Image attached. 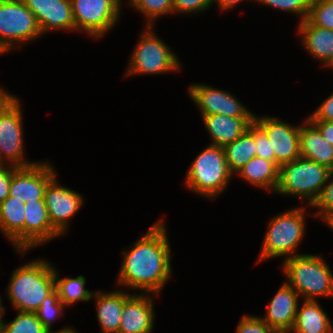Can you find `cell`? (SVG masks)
I'll return each instance as SVG.
<instances>
[{
    "label": "cell",
    "instance_id": "9a60e30c",
    "mask_svg": "<svg viewBox=\"0 0 333 333\" xmlns=\"http://www.w3.org/2000/svg\"><path fill=\"white\" fill-rule=\"evenodd\" d=\"M34 14L43 35L57 30L75 32L70 0H22Z\"/></svg>",
    "mask_w": 333,
    "mask_h": 333
},
{
    "label": "cell",
    "instance_id": "e575fe53",
    "mask_svg": "<svg viewBox=\"0 0 333 333\" xmlns=\"http://www.w3.org/2000/svg\"><path fill=\"white\" fill-rule=\"evenodd\" d=\"M272 329L260 316L243 315L235 333H272Z\"/></svg>",
    "mask_w": 333,
    "mask_h": 333
},
{
    "label": "cell",
    "instance_id": "60d3db41",
    "mask_svg": "<svg viewBox=\"0 0 333 333\" xmlns=\"http://www.w3.org/2000/svg\"><path fill=\"white\" fill-rule=\"evenodd\" d=\"M254 1V0H250ZM240 2H244V0H213V4L218 5V9L221 11H228L229 9L236 7V4H240Z\"/></svg>",
    "mask_w": 333,
    "mask_h": 333
},
{
    "label": "cell",
    "instance_id": "8992f818",
    "mask_svg": "<svg viewBox=\"0 0 333 333\" xmlns=\"http://www.w3.org/2000/svg\"><path fill=\"white\" fill-rule=\"evenodd\" d=\"M330 172L331 169L317 162L297 158L279 167L274 193L300 197L299 200H304L311 207L320 196Z\"/></svg>",
    "mask_w": 333,
    "mask_h": 333
},
{
    "label": "cell",
    "instance_id": "7a4b0ae2",
    "mask_svg": "<svg viewBox=\"0 0 333 333\" xmlns=\"http://www.w3.org/2000/svg\"><path fill=\"white\" fill-rule=\"evenodd\" d=\"M6 287L16 311L35 312L55 290L54 267L50 261L33 259L15 269Z\"/></svg>",
    "mask_w": 333,
    "mask_h": 333
},
{
    "label": "cell",
    "instance_id": "d4e9b609",
    "mask_svg": "<svg viewBox=\"0 0 333 333\" xmlns=\"http://www.w3.org/2000/svg\"><path fill=\"white\" fill-rule=\"evenodd\" d=\"M236 175L254 187L274 193L278 184L279 167L273 161L255 156Z\"/></svg>",
    "mask_w": 333,
    "mask_h": 333
},
{
    "label": "cell",
    "instance_id": "4dcf8cb0",
    "mask_svg": "<svg viewBox=\"0 0 333 333\" xmlns=\"http://www.w3.org/2000/svg\"><path fill=\"white\" fill-rule=\"evenodd\" d=\"M311 208L318 209L311 216L326 222L327 226L333 222V170H331L320 196Z\"/></svg>",
    "mask_w": 333,
    "mask_h": 333
},
{
    "label": "cell",
    "instance_id": "ac0fdd59",
    "mask_svg": "<svg viewBox=\"0 0 333 333\" xmlns=\"http://www.w3.org/2000/svg\"><path fill=\"white\" fill-rule=\"evenodd\" d=\"M275 293L261 318L274 330H291L299 305V294L286 282Z\"/></svg>",
    "mask_w": 333,
    "mask_h": 333
},
{
    "label": "cell",
    "instance_id": "7bdbcfd3",
    "mask_svg": "<svg viewBox=\"0 0 333 333\" xmlns=\"http://www.w3.org/2000/svg\"><path fill=\"white\" fill-rule=\"evenodd\" d=\"M2 295H0V318L2 316L3 313V309L6 310V308L2 305Z\"/></svg>",
    "mask_w": 333,
    "mask_h": 333
},
{
    "label": "cell",
    "instance_id": "8fae6325",
    "mask_svg": "<svg viewBox=\"0 0 333 333\" xmlns=\"http://www.w3.org/2000/svg\"><path fill=\"white\" fill-rule=\"evenodd\" d=\"M188 95L196 104L201 118L206 115H225L229 117H254V113L229 91L217 89L208 84H190Z\"/></svg>",
    "mask_w": 333,
    "mask_h": 333
},
{
    "label": "cell",
    "instance_id": "7402d4cb",
    "mask_svg": "<svg viewBox=\"0 0 333 333\" xmlns=\"http://www.w3.org/2000/svg\"><path fill=\"white\" fill-rule=\"evenodd\" d=\"M300 157L317 162L333 170V146L320 131L306 118L300 126Z\"/></svg>",
    "mask_w": 333,
    "mask_h": 333
},
{
    "label": "cell",
    "instance_id": "4316f807",
    "mask_svg": "<svg viewBox=\"0 0 333 333\" xmlns=\"http://www.w3.org/2000/svg\"><path fill=\"white\" fill-rule=\"evenodd\" d=\"M56 267L54 268L55 289L58 292L59 299L65 307H72L73 304L81 301L88 302L91 300L94 292L85 288L86 279L79 275L75 278H59Z\"/></svg>",
    "mask_w": 333,
    "mask_h": 333
},
{
    "label": "cell",
    "instance_id": "9c48e42d",
    "mask_svg": "<svg viewBox=\"0 0 333 333\" xmlns=\"http://www.w3.org/2000/svg\"><path fill=\"white\" fill-rule=\"evenodd\" d=\"M75 32H84L98 40L120 20L122 0H70Z\"/></svg>",
    "mask_w": 333,
    "mask_h": 333
},
{
    "label": "cell",
    "instance_id": "277c9868",
    "mask_svg": "<svg viewBox=\"0 0 333 333\" xmlns=\"http://www.w3.org/2000/svg\"><path fill=\"white\" fill-rule=\"evenodd\" d=\"M306 208L297 206L281 212L270 219L265 232L261 252L257 262L266 261L270 258H287L300 255L297 251L299 244L306 234Z\"/></svg>",
    "mask_w": 333,
    "mask_h": 333
},
{
    "label": "cell",
    "instance_id": "7dc6e473",
    "mask_svg": "<svg viewBox=\"0 0 333 333\" xmlns=\"http://www.w3.org/2000/svg\"><path fill=\"white\" fill-rule=\"evenodd\" d=\"M329 229H331L333 231V222L329 225Z\"/></svg>",
    "mask_w": 333,
    "mask_h": 333
},
{
    "label": "cell",
    "instance_id": "44dd1931",
    "mask_svg": "<svg viewBox=\"0 0 333 333\" xmlns=\"http://www.w3.org/2000/svg\"><path fill=\"white\" fill-rule=\"evenodd\" d=\"M296 30L307 53L326 67L333 59V30L315 26L308 19L299 23Z\"/></svg>",
    "mask_w": 333,
    "mask_h": 333
},
{
    "label": "cell",
    "instance_id": "603a6c76",
    "mask_svg": "<svg viewBox=\"0 0 333 333\" xmlns=\"http://www.w3.org/2000/svg\"><path fill=\"white\" fill-rule=\"evenodd\" d=\"M25 202L8 196L0 203V231L16 251H24Z\"/></svg>",
    "mask_w": 333,
    "mask_h": 333
},
{
    "label": "cell",
    "instance_id": "2e32d148",
    "mask_svg": "<svg viewBox=\"0 0 333 333\" xmlns=\"http://www.w3.org/2000/svg\"><path fill=\"white\" fill-rule=\"evenodd\" d=\"M24 215V251H17L21 256L61 236L49 220L44 199L25 203Z\"/></svg>",
    "mask_w": 333,
    "mask_h": 333
},
{
    "label": "cell",
    "instance_id": "f6af8a7d",
    "mask_svg": "<svg viewBox=\"0 0 333 333\" xmlns=\"http://www.w3.org/2000/svg\"><path fill=\"white\" fill-rule=\"evenodd\" d=\"M6 165H8V164L3 160V157H2V155L0 153V167L1 166H6Z\"/></svg>",
    "mask_w": 333,
    "mask_h": 333
},
{
    "label": "cell",
    "instance_id": "b9f144b4",
    "mask_svg": "<svg viewBox=\"0 0 333 333\" xmlns=\"http://www.w3.org/2000/svg\"><path fill=\"white\" fill-rule=\"evenodd\" d=\"M57 333H78L73 327L67 326L63 327L57 331Z\"/></svg>",
    "mask_w": 333,
    "mask_h": 333
},
{
    "label": "cell",
    "instance_id": "52a82bcc",
    "mask_svg": "<svg viewBox=\"0 0 333 333\" xmlns=\"http://www.w3.org/2000/svg\"><path fill=\"white\" fill-rule=\"evenodd\" d=\"M155 26H145L140 32L136 47L131 52L125 76L160 75L181 71V62L168 44L154 30Z\"/></svg>",
    "mask_w": 333,
    "mask_h": 333
},
{
    "label": "cell",
    "instance_id": "8d00e7d4",
    "mask_svg": "<svg viewBox=\"0 0 333 333\" xmlns=\"http://www.w3.org/2000/svg\"><path fill=\"white\" fill-rule=\"evenodd\" d=\"M309 121H333V92L319 105L312 114L307 116Z\"/></svg>",
    "mask_w": 333,
    "mask_h": 333
},
{
    "label": "cell",
    "instance_id": "d6a6232c",
    "mask_svg": "<svg viewBox=\"0 0 333 333\" xmlns=\"http://www.w3.org/2000/svg\"><path fill=\"white\" fill-rule=\"evenodd\" d=\"M255 2L299 16V23L307 19L311 0H254Z\"/></svg>",
    "mask_w": 333,
    "mask_h": 333
},
{
    "label": "cell",
    "instance_id": "1f68e13d",
    "mask_svg": "<svg viewBox=\"0 0 333 333\" xmlns=\"http://www.w3.org/2000/svg\"><path fill=\"white\" fill-rule=\"evenodd\" d=\"M307 19L315 26L333 30V0H311Z\"/></svg>",
    "mask_w": 333,
    "mask_h": 333
},
{
    "label": "cell",
    "instance_id": "5b68a950",
    "mask_svg": "<svg viewBox=\"0 0 333 333\" xmlns=\"http://www.w3.org/2000/svg\"><path fill=\"white\" fill-rule=\"evenodd\" d=\"M197 155L186 172L184 185L193 193L214 199L228 188L234 176L228 168L224 149L209 144Z\"/></svg>",
    "mask_w": 333,
    "mask_h": 333
},
{
    "label": "cell",
    "instance_id": "d6986e66",
    "mask_svg": "<svg viewBox=\"0 0 333 333\" xmlns=\"http://www.w3.org/2000/svg\"><path fill=\"white\" fill-rule=\"evenodd\" d=\"M131 295L121 288L108 292H94L97 321L102 333H118L125 300Z\"/></svg>",
    "mask_w": 333,
    "mask_h": 333
},
{
    "label": "cell",
    "instance_id": "3957f363",
    "mask_svg": "<svg viewBox=\"0 0 333 333\" xmlns=\"http://www.w3.org/2000/svg\"><path fill=\"white\" fill-rule=\"evenodd\" d=\"M281 269L301 300L333 298V271L322 255L300 253L283 260Z\"/></svg>",
    "mask_w": 333,
    "mask_h": 333
},
{
    "label": "cell",
    "instance_id": "4fadbf2b",
    "mask_svg": "<svg viewBox=\"0 0 333 333\" xmlns=\"http://www.w3.org/2000/svg\"><path fill=\"white\" fill-rule=\"evenodd\" d=\"M49 161H39L28 167L13 166L9 196L25 203L44 199L48 183L57 175Z\"/></svg>",
    "mask_w": 333,
    "mask_h": 333
},
{
    "label": "cell",
    "instance_id": "e0dca14e",
    "mask_svg": "<svg viewBox=\"0 0 333 333\" xmlns=\"http://www.w3.org/2000/svg\"><path fill=\"white\" fill-rule=\"evenodd\" d=\"M153 295L131 293L124 302L118 333H153L156 313Z\"/></svg>",
    "mask_w": 333,
    "mask_h": 333
},
{
    "label": "cell",
    "instance_id": "ba28073f",
    "mask_svg": "<svg viewBox=\"0 0 333 333\" xmlns=\"http://www.w3.org/2000/svg\"><path fill=\"white\" fill-rule=\"evenodd\" d=\"M42 35L34 14L22 0L0 1L1 55L20 49L22 43L24 45Z\"/></svg>",
    "mask_w": 333,
    "mask_h": 333
},
{
    "label": "cell",
    "instance_id": "83f0119b",
    "mask_svg": "<svg viewBox=\"0 0 333 333\" xmlns=\"http://www.w3.org/2000/svg\"><path fill=\"white\" fill-rule=\"evenodd\" d=\"M4 314L3 309L0 318V333H50L37 318L35 312L17 311L16 317L10 322L3 320Z\"/></svg>",
    "mask_w": 333,
    "mask_h": 333
},
{
    "label": "cell",
    "instance_id": "ffe728a7",
    "mask_svg": "<svg viewBox=\"0 0 333 333\" xmlns=\"http://www.w3.org/2000/svg\"><path fill=\"white\" fill-rule=\"evenodd\" d=\"M205 130L211 137V145L224 147L243 135L254 122V117H229L206 115L202 117Z\"/></svg>",
    "mask_w": 333,
    "mask_h": 333
},
{
    "label": "cell",
    "instance_id": "484cf974",
    "mask_svg": "<svg viewBox=\"0 0 333 333\" xmlns=\"http://www.w3.org/2000/svg\"><path fill=\"white\" fill-rule=\"evenodd\" d=\"M230 172L235 175L249 160L256 156L255 122L248 130L223 147Z\"/></svg>",
    "mask_w": 333,
    "mask_h": 333
},
{
    "label": "cell",
    "instance_id": "74e56055",
    "mask_svg": "<svg viewBox=\"0 0 333 333\" xmlns=\"http://www.w3.org/2000/svg\"><path fill=\"white\" fill-rule=\"evenodd\" d=\"M13 175V166L0 167V203L9 196V186Z\"/></svg>",
    "mask_w": 333,
    "mask_h": 333
},
{
    "label": "cell",
    "instance_id": "cb8c5ba5",
    "mask_svg": "<svg viewBox=\"0 0 333 333\" xmlns=\"http://www.w3.org/2000/svg\"><path fill=\"white\" fill-rule=\"evenodd\" d=\"M298 305L292 333H333L328 314L318 301L302 300ZM300 306V308H299Z\"/></svg>",
    "mask_w": 333,
    "mask_h": 333
},
{
    "label": "cell",
    "instance_id": "ee69618b",
    "mask_svg": "<svg viewBox=\"0 0 333 333\" xmlns=\"http://www.w3.org/2000/svg\"><path fill=\"white\" fill-rule=\"evenodd\" d=\"M272 333H291V330H274Z\"/></svg>",
    "mask_w": 333,
    "mask_h": 333
},
{
    "label": "cell",
    "instance_id": "6da1fadb",
    "mask_svg": "<svg viewBox=\"0 0 333 333\" xmlns=\"http://www.w3.org/2000/svg\"><path fill=\"white\" fill-rule=\"evenodd\" d=\"M163 219L155 222L130 249L122 252L117 286L160 296L172 277V251Z\"/></svg>",
    "mask_w": 333,
    "mask_h": 333
},
{
    "label": "cell",
    "instance_id": "30bf717a",
    "mask_svg": "<svg viewBox=\"0 0 333 333\" xmlns=\"http://www.w3.org/2000/svg\"><path fill=\"white\" fill-rule=\"evenodd\" d=\"M19 97L0 114V153L3 160L15 167H28L36 162L26 160L24 149L23 111Z\"/></svg>",
    "mask_w": 333,
    "mask_h": 333
},
{
    "label": "cell",
    "instance_id": "d590c367",
    "mask_svg": "<svg viewBox=\"0 0 333 333\" xmlns=\"http://www.w3.org/2000/svg\"><path fill=\"white\" fill-rule=\"evenodd\" d=\"M256 156L273 161L276 164V155L270 145L267 134L255 123Z\"/></svg>",
    "mask_w": 333,
    "mask_h": 333
},
{
    "label": "cell",
    "instance_id": "ab89813d",
    "mask_svg": "<svg viewBox=\"0 0 333 333\" xmlns=\"http://www.w3.org/2000/svg\"><path fill=\"white\" fill-rule=\"evenodd\" d=\"M17 99V96L12 95L2 87H0V114L9 106L11 105L15 100Z\"/></svg>",
    "mask_w": 333,
    "mask_h": 333
},
{
    "label": "cell",
    "instance_id": "bcb514c9",
    "mask_svg": "<svg viewBox=\"0 0 333 333\" xmlns=\"http://www.w3.org/2000/svg\"><path fill=\"white\" fill-rule=\"evenodd\" d=\"M327 67L333 69V59L329 62V64L326 66V68Z\"/></svg>",
    "mask_w": 333,
    "mask_h": 333
},
{
    "label": "cell",
    "instance_id": "5bb4252c",
    "mask_svg": "<svg viewBox=\"0 0 333 333\" xmlns=\"http://www.w3.org/2000/svg\"><path fill=\"white\" fill-rule=\"evenodd\" d=\"M44 201L53 228L62 236L69 230V222L84 205L82 194L71 188L61 186L57 175L48 183Z\"/></svg>",
    "mask_w": 333,
    "mask_h": 333
},
{
    "label": "cell",
    "instance_id": "f1b7e54d",
    "mask_svg": "<svg viewBox=\"0 0 333 333\" xmlns=\"http://www.w3.org/2000/svg\"><path fill=\"white\" fill-rule=\"evenodd\" d=\"M128 4L145 16V26H155L156 19L173 13V0H131Z\"/></svg>",
    "mask_w": 333,
    "mask_h": 333
},
{
    "label": "cell",
    "instance_id": "f35d334b",
    "mask_svg": "<svg viewBox=\"0 0 333 333\" xmlns=\"http://www.w3.org/2000/svg\"><path fill=\"white\" fill-rule=\"evenodd\" d=\"M321 133L322 137L333 146V121H310Z\"/></svg>",
    "mask_w": 333,
    "mask_h": 333
},
{
    "label": "cell",
    "instance_id": "7c38bea8",
    "mask_svg": "<svg viewBox=\"0 0 333 333\" xmlns=\"http://www.w3.org/2000/svg\"><path fill=\"white\" fill-rule=\"evenodd\" d=\"M254 122L267 134L278 167L300 158L299 125H292L268 115H254Z\"/></svg>",
    "mask_w": 333,
    "mask_h": 333
},
{
    "label": "cell",
    "instance_id": "836d02e7",
    "mask_svg": "<svg viewBox=\"0 0 333 333\" xmlns=\"http://www.w3.org/2000/svg\"><path fill=\"white\" fill-rule=\"evenodd\" d=\"M212 6L213 0H173V13L200 15Z\"/></svg>",
    "mask_w": 333,
    "mask_h": 333
},
{
    "label": "cell",
    "instance_id": "f546056e",
    "mask_svg": "<svg viewBox=\"0 0 333 333\" xmlns=\"http://www.w3.org/2000/svg\"><path fill=\"white\" fill-rule=\"evenodd\" d=\"M65 306L59 299L57 290L55 289L49 296H47L35 311L37 318L43 324V326L50 331V333H57L52 331V324L54 320L62 317L65 311Z\"/></svg>",
    "mask_w": 333,
    "mask_h": 333
}]
</instances>
